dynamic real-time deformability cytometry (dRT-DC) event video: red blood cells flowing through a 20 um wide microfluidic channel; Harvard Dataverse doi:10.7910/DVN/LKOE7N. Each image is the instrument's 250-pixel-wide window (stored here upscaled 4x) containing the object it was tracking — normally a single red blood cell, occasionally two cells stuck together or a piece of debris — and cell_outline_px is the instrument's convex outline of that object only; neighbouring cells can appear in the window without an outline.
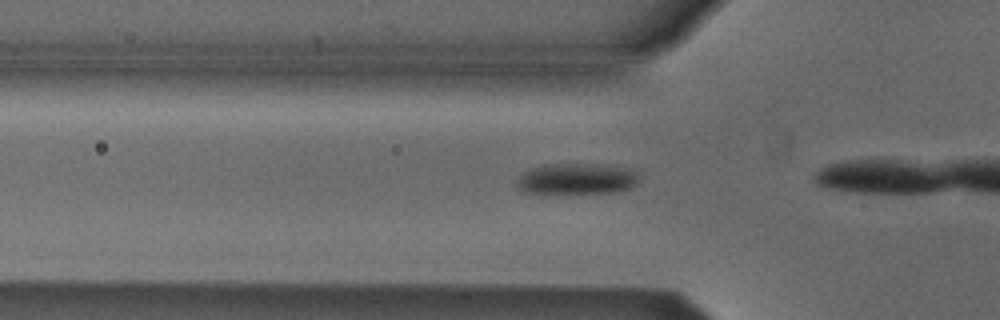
{"species": "Egyptian fruit bat (a non-hibernating species)", "species_latin": "Rousettus aegyptiacus", "temperature_condition": "cold", "stored_images_in_passage": 6, "camera_frame_rate_fps": 3000, "um_per_image_px": 0.085, "animal": {"sex": "male"}, "frame": {"image": 1, "passage_image": 2, "time_ms": 0.333, "image_size_px": [1000, 320], "cell_outline_px": [[640, 180], [632, 188], [616, 192], [524, 192], [516, 184], [520, 176], [524, 172], [532, 168], [552, 164], [596, 164], [628, 168], [636, 172]], "centroid_in_image_um": [49.09, 15.19], "position_along_channel_um": 76.7, "area_um2": 21.62}}
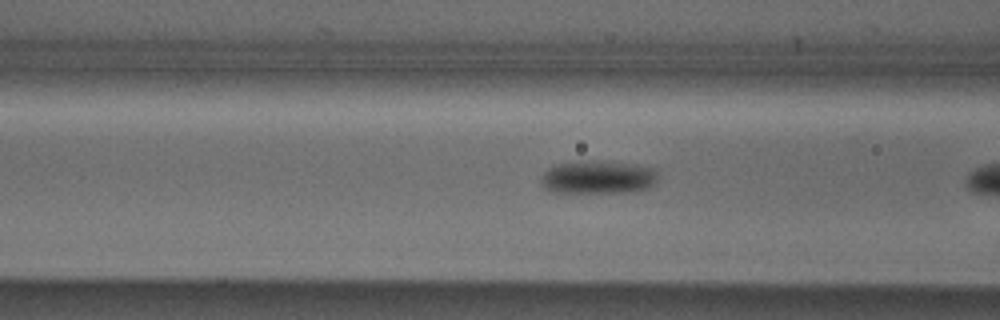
{"frame": {"image": 2, "passage_image": 5, "time_ms": 1.333, "image_size_px": [1000, 320], "cell_outline_px": [[656, 184], [648, 188], [628, 192], [552, 192], [544, 188], [540, 184], [540, 176], [548, 168], [556, 164], [588, 160], [592, 160], [636, 164], [652, 168], [656, 172]], "centroid_in_image_um": [50.79, 15.06], "position_along_channel_um": 115.8, "area_um2": 22.77}}